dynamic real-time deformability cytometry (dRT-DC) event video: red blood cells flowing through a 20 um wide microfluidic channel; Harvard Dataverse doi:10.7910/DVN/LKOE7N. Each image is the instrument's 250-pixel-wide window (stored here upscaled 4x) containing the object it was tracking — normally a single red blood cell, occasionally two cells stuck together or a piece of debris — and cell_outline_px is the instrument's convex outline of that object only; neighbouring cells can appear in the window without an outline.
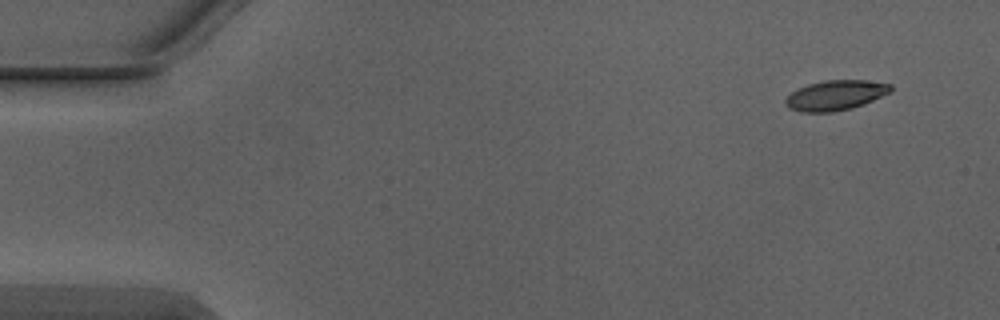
{"species": "Egyptian fruit bat (a non-hibernating species)", "species_latin": "Rousettus aegyptiacus", "temperature_condition": "warm", "stored_images_in_passage": 3, "camera_frame_rate_fps": 3000, "um_per_image_px": 0.085, "animal": {"sex": "male"}, "frame": {"image": 1, "passage_image": 1, "time_ms": 0.0, "image_size_px": [1000, 320], "cell_outline_px": [[892, 92], [864, 104], [852, 108], [832, 112], [800, 112], [788, 108], [784, 104], [784, 100], [792, 92], [808, 84], [824, 80], [864, 80], [892, 84]], "centroid_in_image_um": [71.03, 8.1], "position_along_channel_um": 14.0, "area_um2": 18.5}}